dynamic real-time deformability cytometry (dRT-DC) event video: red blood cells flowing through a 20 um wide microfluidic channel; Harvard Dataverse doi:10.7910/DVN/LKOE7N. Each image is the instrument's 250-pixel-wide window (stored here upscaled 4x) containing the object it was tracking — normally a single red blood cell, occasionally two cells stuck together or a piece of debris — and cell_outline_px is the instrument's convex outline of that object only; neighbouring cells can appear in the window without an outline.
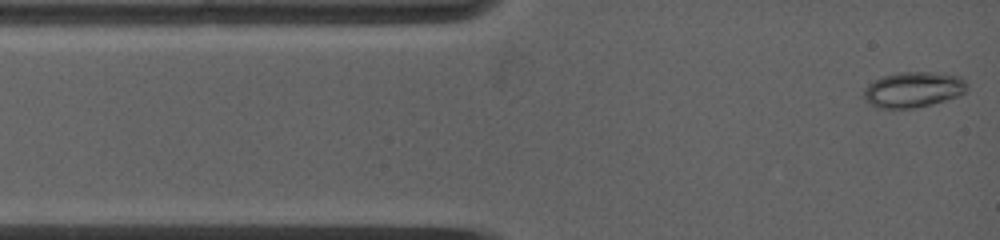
{"species": "common noctule bat (a hibernating species)", "species_latin": "Nyctalus noctula", "temperature_condition": "warm", "stored_images_in_passage": 13, "camera_frame_rate_fps": 5000, "um_per_image_px": 0.085, "animal": {"sex": "female", "body_mass_g": 19.0, "forearm_length_mm": 53.3}, "frame": {"image": 1, "passage_image": 1, "time_ms": 0.0, "image_size_px": [1000, 240], "cell_outline_px": [[968, 88], [960, 96], [912, 108], [880, 108], [872, 104], [864, 96], [864, 88], [868, 84], [884, 76], [900, 72], [936, 72], [960, 76], [968, 84]], "centroid_in_image_um": [77.67, 7.6], "position_along_channel_um": 7.3, "area_um2": 21.1}}
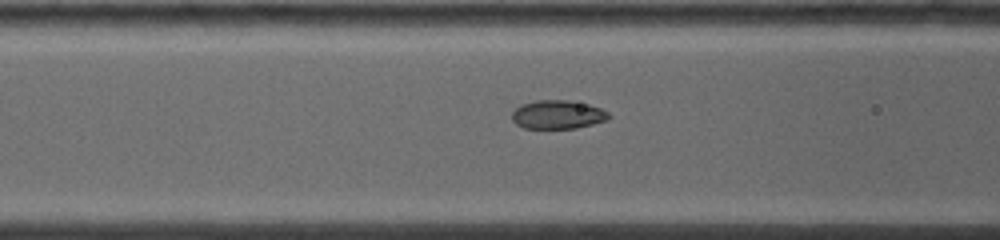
{"frame": {"image": 2, "passage_image": 9, "time_ms": 4.0, "image_size_px": [1000, 240], "cell_outline_px": [[612, 116], [608, 120], [576, 128], [524, 128], [516, 124], [512, 120], [512, 112], [520, 104], [536, 100], [568, 100], [588, 104], [600, 108], [608, 112]], "centroid_in_image_um": [47.41, 9.73], "position_along_channel_um": 119.2, "area_um2": 16.24}}
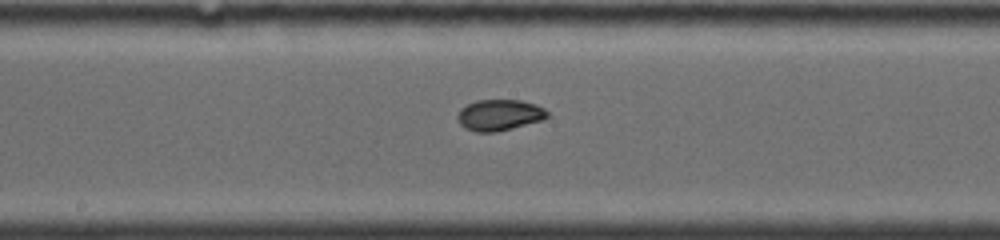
{"frame": {"image": 3, "passage_image": 12, "time_ms": 6.2, "image_size_px": [1000, 240], "cell_outline_px": [[548, 116], [544, 120], [496, 132], [476, 132], [464, 128], [460, 124], [456, 116], [460, 108], [476, 100], [520, 100], [536, 104], [544, 108], [548, 112]], "centroid_in_image_um": [42.44, 9.78], "position_along_channel_um": 205.8, "area_um2": 16.42}}